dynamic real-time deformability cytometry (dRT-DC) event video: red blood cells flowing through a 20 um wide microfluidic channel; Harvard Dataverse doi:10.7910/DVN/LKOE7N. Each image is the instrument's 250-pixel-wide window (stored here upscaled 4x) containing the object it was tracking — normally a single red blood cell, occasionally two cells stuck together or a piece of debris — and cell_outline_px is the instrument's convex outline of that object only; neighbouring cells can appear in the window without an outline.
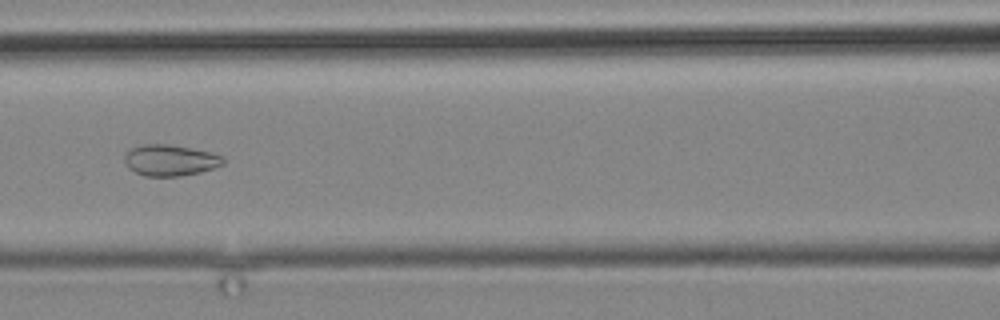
{"species": "common noctule bat (a hibernating species)", "species_latin": "Nyctalus noctula", "temperature_condition": "cold", "stored_images_in_passage": 11, "camera_frame_rate_fps": 3000, "um_per_image_px": 0.085, "animal": {"sex": "male", "body_mass_g": 19.2, "forearm_length_mm": 51.8}, "frame": {"image": 1, "passage_image": 8, "time_ms": 9.333, "image_size_px": [1000, 320], "cell_outline_px": [[224, 164], [200, 172], [180, 176], [144, 176], [128, 168], [124, 160], [124, 156], [128, 148], [140, 144], [168, 144], [212, 152], [224, 156]], "centroid_in_image_um": [14.44, 13.61], "position_along_channel_um": 152.2, "area_um2": 18.09}}
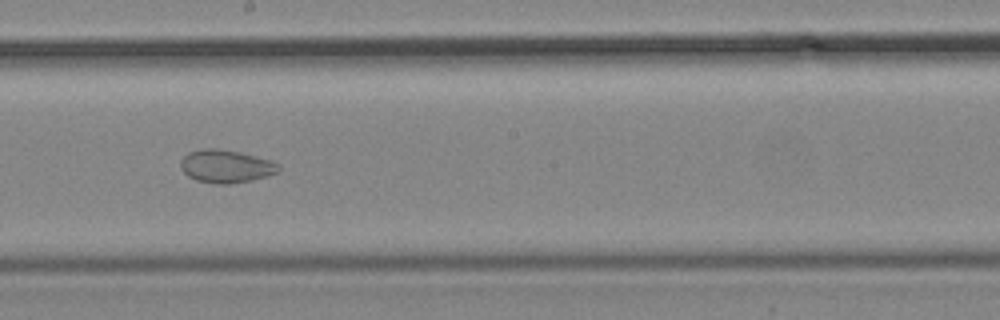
{"frame": {"image": 2, "passage_image": 10, "time_ms": 11.667, "image_size_px": [1000, 320], "cell_outline_px": [[280, 172], [268, 176], [252, 180], [228, 184], [216, 184], [196, 180], [188, 176], [180, 168], [180, 160], [188, 152], [204, 148], [216, 148], [240, 152], [272, 160], [280, 164]], "centroid_in_image_um": [19.23, 14.13], "position_along_channel_um": 229.0, "area_um2": 19.07}}
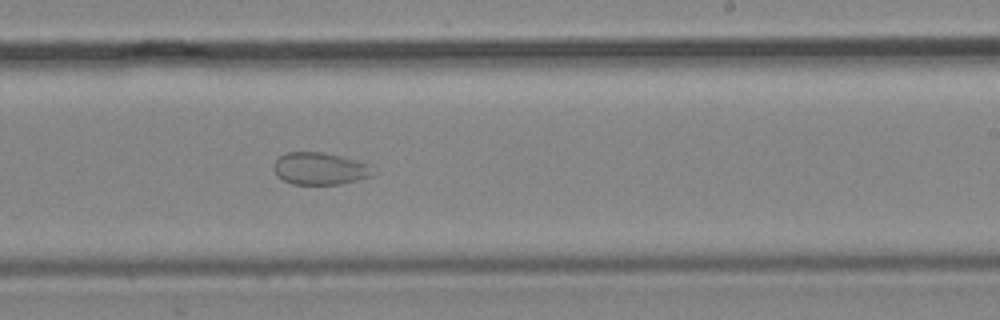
{"frame": {"image": 3, "passage_image": 11, "time_ms": 12.667, "image_size_px": [1000, 320], "cell_outline_px": [[372, 176], [340, 184], [292, 184], [276, 176], [272, 168], [272, 164], [280, 156], [288, 152], [320, 152], [340, 156], [368, 164]], "centroid_in_image_um": [27.1, 14.33], "position_along_channel_um": 261.9, "area_um2": 18.38}}